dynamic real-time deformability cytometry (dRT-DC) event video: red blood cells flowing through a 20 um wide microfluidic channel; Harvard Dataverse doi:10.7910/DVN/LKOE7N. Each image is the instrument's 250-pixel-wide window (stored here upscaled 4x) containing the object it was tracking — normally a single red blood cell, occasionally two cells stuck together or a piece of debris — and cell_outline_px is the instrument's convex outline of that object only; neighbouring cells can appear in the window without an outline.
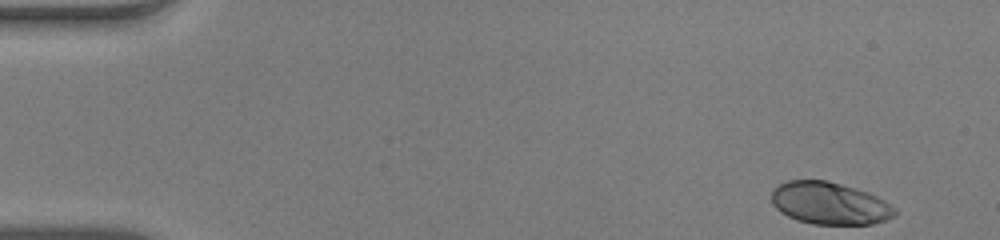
{"species": "human", "species_latin": "Homo sapiens", "temperature_condition": "warm", "stored_images_in_passage": 50, "camera_frame_rate_fps": 3000, "um_per_image_px": 0.085, "donor": {"sex": "male"}, "frame": {"image": 1, "passage_image": 1, "time_ms": 0.0, "image_size_px": [1000, 240], "cell_outline_px": [[896, 216], [888, 220], [872, 224], [812, 224], [796, 220], [780, 212], [772, 204], [772, 188], [788, 180], [828, 180], [856, 188], [868, 192], [884, 200], [896, 208]], "centroid_in_image_um": [70.53, 17.28], "position_along_channel_um": 14.5, "area_um2": 30.69}}
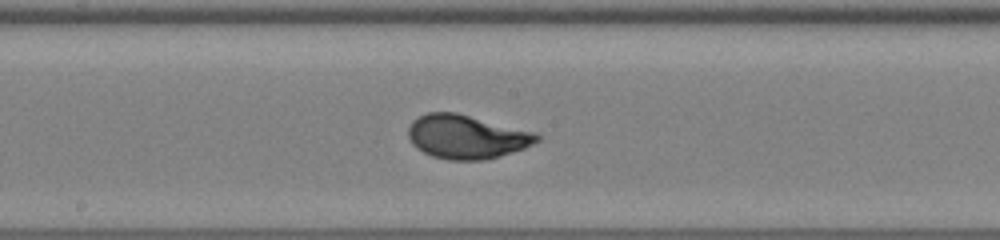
{"frame": {"image": 2, "passage_image": 26, "time_ms": 8.333, "image_size_px": [1000, 240], "cell_outline_px": [[540, 140], [524, 148], [500, 156], [484, 160], [448, 160], [432, 156], [416, 148], [412, 144], [408, 136], [408, 128], [412, 120], [428, 112], [456, 112], [536, 132], [540, 136]], "centroid_in_image_um": [39.65, 11.62], "position_along_channel_um": 208.5, "area_um2": 32.95}}
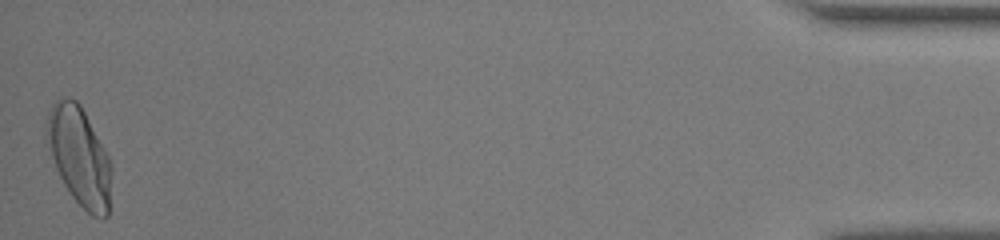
{"frame": {"image": 3, "passage_image": 50, "time_ms": 16.333, "image_size_px": [1000, 240], "cell_outline_px": [[112, 172], [108, 216], [104, 220], [92, 216], [72, 196], [64, 184], [56, 168], [44, 140], [44, 132], [48, 112], [52, 104], [56, 100], [64, 96], [68, 96], [76, 100], [80, 104], [104, 148], [112, 164]], "centroid_in_image_um": [6.73, 13.27], "position_along_channel_um": 428.5, "area_um2": 37.57}, "authors_computed_cell_mechanics": {"area_um2": 32.2235, "velocity_mm_per_s": 3.9031, "shape_relaxation_time_tau1_ms": 3.1407, "shape_relaxation_time_tau2_ms": null, "deformation_change_tau1": 0.1923, "deformation_change_tau2": null}}